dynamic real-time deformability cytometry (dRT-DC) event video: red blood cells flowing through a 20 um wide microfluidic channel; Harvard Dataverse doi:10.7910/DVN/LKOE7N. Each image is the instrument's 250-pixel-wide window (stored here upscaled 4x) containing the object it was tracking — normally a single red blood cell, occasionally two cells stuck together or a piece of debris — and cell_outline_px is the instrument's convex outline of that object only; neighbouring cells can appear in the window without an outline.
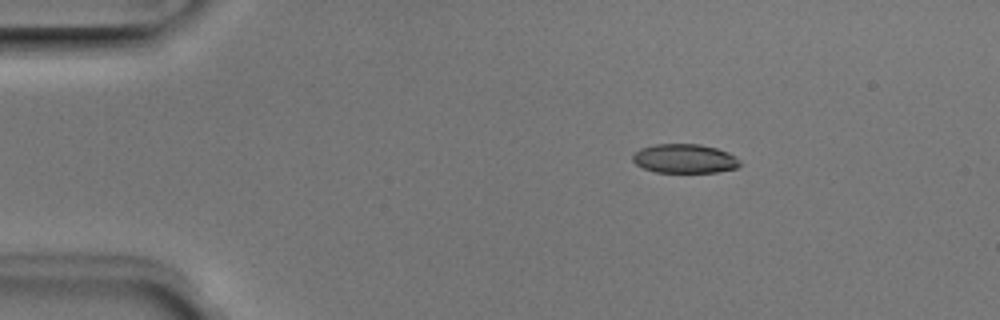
{"species": "Egyptian fruit bat (a non-hibernating species)", "species_latin": "Rousettus aegyptiacus", "temperature_condition": "room temperature", "stored_images_in_passage": 4, "camera_frame_rate_fps": 3000, "um_per_image_px": 0.085, "animal": {"sex": "male"}, "frame": {"image": 1, "passage_image": 1, "time_ms": 0.0, "image_size_px": [1000, 320], "cell_outline_px": [[740, 164], [736, 168], [716, 172], [656, 172], [644, 168], [636, 164], [632, 160], [632, 156], [640, 148], [656, 144], [700, 144], [716, 148], [728, 152], [736, 156], [740, 160]], "centroid_in_image_um": [58.2, 13.48], "position_along_channel_um": 26.8, "area_um2": 18.15}}
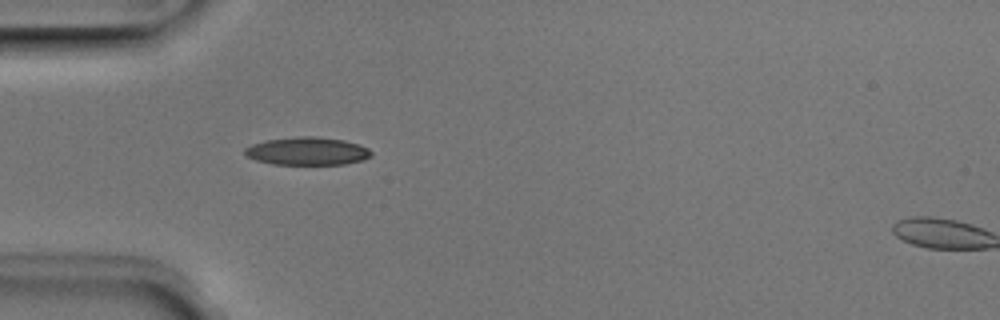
{"frame": {"image": 2, "passage_image": 3, "time_ms": 0.667, "image_size_px": [1000, 320], "cell_outline_px": [[372, 156], [364, 160], [344, 164], [272, 164], [256, 160], [248, 156], [244, 152], [244, 148], [252, 144], [268, 140], [300, 136], [312, 136], [344, 140], [368, 148], [372, 152]], "centroid_in_image_um": [26.14, 12.85], "position_along_channel_um": 58.9, "area_um2": 20.4}}